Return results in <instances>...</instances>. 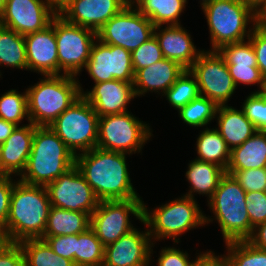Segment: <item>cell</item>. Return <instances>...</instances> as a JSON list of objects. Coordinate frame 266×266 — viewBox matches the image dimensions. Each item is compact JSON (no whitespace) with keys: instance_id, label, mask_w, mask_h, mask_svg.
<instances>
[{"instance_id":"cell-37","label":"cell","mask_w":266,"mask_h":266,"mask_svg":"<svg viewBox=\"0 0 266 266\" xmlns=\"http://www.w3.org/2000/svg\"><path fill=\"white\" fill-rule=\"evenodd\" d=\"M226 65H250L258 67L256 54L249 39L226 44L218 50Z\"/></svg>"},{"instance_id":"cell-1","label":"cell","mask_w":266,"mask_h":266,"mask_svg":"<svg viewBox=\"0 0 266 266\" xmlns=\"http://www.w3.org/2000/svg\"><path fill=\"white\" fill-rule=\"evenodd\" d=\"M127 155L96 147L75 156V166L99 201L142 199L131 182Z\"/></svg>"},{"instance_id":"cell-8","label":"cell","mask_w":266,"mask_h":266,"mask_svg":"<svg viewBox=\"0 0 266 266\" xmlns=\"http://www.w3.org/2000/svg\"><path fill=\"white\" fill-rule=\"evenodd\" d=\"M153 130L146 122L139 120L130 111L106 115L98 120L97 147L132 154L142 153L143 146L153 136Z\"/></svg>"},{"instance_id":"cell-44","label":"cell","mask_w":266,"mask_h":266,"mask_svg":"<svg viewBox=\"0 0 266 266\" xmlns=\"http://www.w3.org/2000/svg\"><path fill=\"white\" fill-rule=\"evenodd\" d=\"M245 200L251 226L266 222V192H246Z\"/></svg>"},{"instance_id":"cell-11","label":"cell","mask_w":266,"mask_h":266,"mask_svg":"<svg viewBox=\"0 0 266 266\" xmlns=\"http://www.w3.org/2000/svg\"><path fill=\"white\" fill-rule=\"evenodd\" d=\"M143 203V199L99 201L91 214L90 228L104 247L136 228L130 219L131 215L143 221Z\"/></svg>"},{"instance_id":"cell-6","label":"cell","mask_w":266,"mask_h":266,"mask_svg":"<svg viewBox=\"0 0 266 266\" xmlns=\"http://www.w3.org/2000/svg\"><path fill=\"white\" fill-rule=\"evenodd\" d=\"M201 9L209 26L210 50L245 41L258 24V13L240 0H214Z\"/></svg>"},{"instance_id":"cell-9","label":"cell","mask_w":266,"mask_h":266,"mask_svg":"<svg viewBox=\"0 0 266 266\" xmlns=\"http://www.w3.org/2000/svg\"><path fill=\"white\" fill-rule=\"evenodd\" d=\"M99 116L81 96L49 126L75 154L97 147Z\"/></svg>"},{"instance_id":"cell-33","label":"cell","mask_w":266,"mask_h":266,"mask_svg":"<svg viewBox=\"0 0 266 266\" xmlns=\"http://www.w3.org/2000/svg\"><path fill=\"white\" fill-rule=\"evenodd\" d=\"M218 106L207 97L199 96L178 110L179 118L190 127H208L215 119Z\"/></svg>"},{"instance_id":"cell-47","label":"cell","mask_w":266,"mask_h":266,"mask_svg":"<svg viewBox=\"0 0 266 266\" xmlns=\"http://www.w3.org/2000/svg\"><path fill=\"white\" fill-rule=\"evenodd\" d=\"M0 266H25V257L19 243L11 242L0 252Z\"/></svg>"},{"instance_id":"cell-49","label":"cell","mask_w":266,"mask_h":266,"mask_svg":"<svg viewBox=\"0 0 266 266\" xmlns=\"http://www.w3.org/2000/svg\"><path fill=\"white\" fill-rule=\"evenodd\" d=\"M17 125L0 118V145L3 144L16 129Z\"/></svg>"},{"instance_id":"cell-32","label":"cell","mask_w":266,"mask_h":266,"mask_svg":"<svg viewBox=\"0 0 266 266\" xmlns=\"http://www.w3.org/2000/svg\"><path fill=\"white\" fill-rule=\"evenodd\" d=\"M25 257V266H75L74 262L57 255L42 239L18 242Z\"/></svg>"},{"instance_id":"cell-3","label":"cell","mask_w":266,"mask_h":266,"mask_svg":"<svg viewBox=\"0 0 266 266\" xmlns=\"http://www.w3.org/2000/svg\"><path fill=\"white\" fill-rule=\"evenodd\" d=\"M75 165V154L49 126H35L32 149L19 180L46 186Z\"/></svg>"},{"instance_id":"cell-24","label":"cell","mask_w":266,"mask_h":266,"mask_svg":"<svg viewBox=\"0 0 266 266\" xmlns=\"http://www.w3.org/2000/svg\"><path fill=\"white\" fill-rule=\"evenodd\" d=\"M215 119L217 121L215 129L225 140L228 148L232 150L243 144L258 130L255 125L249 121L244 111L232 106H218Z\"/></svg>"},{"instance_id":"cell-42","label":"cell","mask_w":266,"mask_h":266,"mask_svg":"<svg viewBox=\"0 0 266 266\" xmlns=\"http://www.w3.org/2000/svg\"><path fill=\"white\" fill-rule=\"evenodd\" d=\"M230 75L236 87L238 84L256 85L259 90L254 92H264L265 83L260 69L258 67H250V65H227Z\"/></svg>"},{"instance_id":"cell-54","label":"cell","mask_w":266,"mask_h":266,"mask_svg":"<svg viewBox=\"0 0 266 266\" xmlns=\"http://www.w3.org/2000/svg\"><path fill=\"white\" fill-rule=\"evenodd\" d=\"M258 24L266 27V4L258 12Z\"/></svg>"},{"instance_id":"cell-46","label":"cell","mask_w":266,"mask_h":266,"mask_svg":"<svg viewBox=\"0 0 266 266\" xmlns=\"http://www.w3.org/2000/svg\"><path fill=\"white\" fill-rule=\"evenodd\" d=\"M11 175L0 177V226L4 227L9 214L10 197L15 184Z\"/></svg>"},{"instance_id":"cell-17","label":"cell","mask_w":266,"mask_h":266,"mask_svg":"<svg viewBox=\"0 0 266 266\" xmlns=\"http://www.w3.org/2000/svg\"><path fill=\"white\" fill-rule=\"evenodd\" d=\"M144 231L135 228L114 243L104 247L102 266H150L154 243L148 227ZM152 254V255H151Z\"/></svg>"},{"instance_id":"cell-14","label":"cell","mask_w":266,"mask_h":266,"mask_svg":"<svg viewBox=\"0 0 266 266\" xmlns=\"http://www.w3.org/2000/svg\"><path fill=\"white\" fill-rule=\"evenodd\" d=\"M45 187L51 205L57 208L91 216L99 204L93 189L75 165Z\"/></svg>"},{"instance_id":"cell-25","label":"cell","mask_w":266,"mask_h":266,"mask_svg":"<svg viewBox=\"0 0 266 266\" xmlns=\"http://www.w3.org/2000/svg\"><path fill=\"white\" fill-rule=\"evenodd\" d=\"M225 174L226 170L219 165L194 159L188 163L185 177L190 186L188 192L183 195L193 199H195L194 195H205L208 202Z\"/></svg>"},{"instance_id":"cell-43","label":"cell","mask_w":266,"mask_h":266,"mask_svg":"<svg viewBox=\"0 0 266 266\" xmlns=\"http://www.w3.org/2000/svg\"><path fill=\"white\" fill-rule=\"evenodd\" d=\"M40 239L44 240L54 253L73 261L76 266V241H78V234L41 237Z\"/></svg>"},{"instance_id":"cell-29","label":"cell","mask_w":266,"mask_h":266,"mask_svg":"<svg viewBox=\"0 0 266 266\" xmlns=\"http://www.w3.org/2000/svg\"><path fill=\"white\" fill-rule=\"evenodd\" d=\"M187 3L186 0H140L135 7L155 26L181 25L180 15Z\"/></svg>"},{"instance_id":"cell-31","label":"cell","mask_w":266,"mask_h":266,"mask_svg":"<svg viewBox=\"0 0 266 266\" xmlns=\"http://www.w3.org/2000/svg\"><path fill=\"white\" fill-rule=\"evenodd\" d=\"M225 255H216L226 266H266V250L248 240L225 243Z\"/></svg>"},{"instance_id":"cell-26","label":"cell","mask_w":266,"mask_h":266,"mask_svg":"<svg viewBox=\"0 0 266 266\" xmlns=\"http://www.w3.org/2000/svg\"><path fill=\"white\" fill-rule=\"evenodd\" d=\"M266 168V132L257 131L230 152L226 171Z\"/></svg>"},{"instance_id":"cell-5","label":"cell","mask_w":266,"mask_h":266,"mask_svg":"<svg viewBox=\"0 0 266 266\" xmlns=\"http://www.w3.org/2000/svg\"><path fill=\"white\" fill-rule=\"evenodd\" d=\"M27 91L28 116L35 126H50L82 95L78 77L43 75Z\"/></svg>"},{"instance_id":"cell-20","label":"cell","mask_w":266,"mask_h":266,"mask_svg":"<svg viewBox=\"0 0 266 266\" xmlns=\"http://www.w3.org/2000/svg\"><path fill=\"white\" fill-rule=\"evenodd\" d=\"M126 6L124 0H73L59 15L72 24L97 33Z\"/></svg>"},{"instance_id":"cell-38","label":"cell","mask_w":266,"mask_h":266,"mask_svg":"<svg viewBox=\"0 0 266 266\" xmlns=\"http://www.w3.org/2000/svg\"><path fill=\"white\" fill-rule=\"evenodd\" d=\"M213 251L197 253L196 259L190 261V255L176 247H164L159 251L157 266H202Z\"/></svg>"},{"instance_id":"cell-28","label":"cell","mask_w":266,"mask_h":266,"mask_svg":"<svg viewBox=\"0 0 266 266\" xmlns=\"http://www.w3.org/2000/svg\"><path fill=\"white\" fill-rule=\"evenodd\" d=\"M196 140L198 156L195 159L227 169L231 150L215 128H203Z\"/></svg>"},{"instance_id":"cell-34","label":"cell","mask_w":266,"mask_h":266,"mask_svg":"<svg viewBox=\"0 0 266 266\" xmlns=\"http://www.w3.org/2000/svg\"><path fill=\"white\" fill-rule=\"evenodd\" d=\"M104 246L89 227L78 234L76 241V266H102Z\"/></svg>"},{"instance_id":"cell-27","label":"cell","mask_w":266,"mask_h":266,"mask_svg":"<svg viewBox=\"0 0 266 266\" xmlns=\"http://www.w3.org/2000/svg\"><path fill=\"white\" fill-rule=\"evenodd\" d=\"M90 215L51 206L42 237L79 234L90 227Z\"/></svg>"},{"instance_id":"cell-55","label":"cell","mask_w":266,"mask_h":266,"mask_svg":"<svg viewBox=\"0 0 266 266\" xmlns=\"http://www.w3.org/2000/svg\"><path fill=\"white\" fill-rule=\"evenodd\" d=\"M126 5L135 6L140 0H124Z\"/></svg>"},{"instance_id":"cell-52","label":"cell","mask_w":266,"mask_h":266,"mask_svg":"<svg viewBox=\"0 0 266 266\" xmlns=\"http://www.w3.org/2000/svg\"><path fill=\"white\" fill-rule=\"evenodd\" d=\"M240 1L252 7L257 13L266 4V0H240Z\"/></svg>"},{"instance_id":"cell-23","label":"cell","mask_w":266,"mask_h":266,"mask_svg":"<svg viewBox=\"0 0 266 266\" xmlns=\"http://www.w3.org/2000/svg\"><path fill=\"white\" fill-rule=\"evenodd\" d=\"M0 145V165L7 175L20 176L25 170L32 149L35 125L21 124Z\"/></svg>"},{"instance_id":"cell-58","label":"cell","mask_w":266,"mask_h":266,"mask_svg":"<svg viewBox=\"0 0 266 266\" xmlns=\"http://www.w3.org/2000/svg\"><path fill=\"white\" fill-rule=\"evenodd\" d=\"M5 175H7V174L3 171V169H2V167L0 165V177H3Z\"/></svg>"},{"instance_id":"cell-30","label":"cell","mask_w":266,"mask_h":266,"mask_svg":"<svg viewBox=\"0 0 266 266\" xmlns=\"http://www.w3.org/2000/svg\"><path fill=\"white\" fill-rule=\"evenodd\" d=\"M0 66L27 71L24 36L0 25Z\"/></svg>"},{"instance_id":"cell-50","label":"cell","mask_w":266,"mask_h":266,"mask_svg":"<svg viewBox=\"0 0 266 266\" xmlns=\"http://www.w3.org/2000/svg\"><path fill=\"white\" fill-rule=\"evenodd\" d=\"M73 0H47L50 8L60 14Z\"/></svg>"},{"instance_id":"cell-39","label":"cell","mask_w":266,"mask_h":266,"mask_svg":"<svg viewBox=\"0 0 266 266\" xmlns=\"http://www.w3.org/2000/svg\"><path fill=\"white\" fill-rule=\"evenodd\" d=\"M240 108L258 131L266 132V94L264 92L250 93Z\"/></svg>"},{"instance_id":"cell-16","label":"cell","mask_w":266,"mask_h":266,"mask_svg":"<svg viewBox=\"0 0 266 266\" xmlns=\"http://www.w3.org/2000/svg\"><path fill=\"white\" fill-rule=\"evenodd\" d=\"M55 15L47 0H7L0 25L26 36L44 29Z\"/></svg>"},{"instance_id":"cell-36","label":"cell","mask_w":266,"mask_h":266,"mask_svg":"<svg viewBox=\"0 0 266 266\" xmlns=\"http://www.w3.org/2000/svg\"><path fill=\"white\" fill-rule=\"evenodd\" d=\"M0 118L21 126L23 119L28 122L27 91L19 93L16 89L8 90L0 97Z\"/></svg>"},{"instance_id":"cell-40","label":"cell","mask_w":266,"mask_h":266,"mask_svg":"<svg viewBox=\"0 0 266 266\" xmlns=\"http://www.w3.org/2000/svg\"><path fill=\"white\" fill-rule=\"evenodd\" d=\"M132 65L134 73L141 68L153 65L164 57L160 49L158 40L152 36L148 41L144 42L136 50L131 52Z\"/></svg>"},{"instance_id":"cell-10","label":"cell","mask_w":266,"mask_h":266,"mask_svg":"<svg viewBox=\"0 0 266 266\" xmlns=\"http://www.w3.org/2000/svg\"><path fill=\"white\" fill-rule=\"evenodd\" d=\"M55 38L58 47V75L80 76L90 58L97 33L72 24L56 14Z\"/></svg>"},{"instance_id":"cell-21","label":"cell","mask_w":266,"mask_h":266,"mask_svg":"<svg viewBox=\"0 0 266 266\" xmlns=\"http://www.w3.org/2000/svg\"><path fill=\"white\" fill-rule=\"evenodd\" d=\"M183 25L155 26L154 36L158 40L162 55L189 70L203 50L197 49L189 31ZM161 29V30H160Z\"/></svg>"},{"instance_id":"cell-48","label":"cell","mask_w":266,"mask_h":266,"mask_svg":"<svg viewBox=\"0 0 266 266\" xmlns=\"http://www.w3.org/2000/svg\"><path fill=\"white\" fill-rule=\"evenodd\" d=\"M255 247L266 250V222L258 224L248 239Z\"/></svg>"},{"instance_id":"cell-7","label":"cell","mask_w":266,"mask_h":266,"mask_svg":"<svg viewBox=\"0 0 266 266\" xmlns=\"http://www.w3.org/2000/svg\"><path fill=\"white\" fill-rule=\"evenodd\" d=\"M143 221L148 227L154 244L165 238L172 239L173 244H178L180 235L199 226H205V214L196 199L181 195L151 211L143 203Z\"/></svg>"},{"instance_id":"cell-4","label":"cell","mask_w":266,"mask_h":266,"mask_svg":"<svg viewBox=\"0 0 266 266\" xmlns=\"http://www.w3.org/2000/svg\"><path fill=\"white\" fill-rule=\"evenodd\" d=\"M245 196V190L232 175L226 173L207 203L214 217L205 214V224L216 220L225 243L248 240L253 233Z\"/></svg>"},{"instance_id":"cell-51","label":"cell","mask_w":266,"mask_h":266,"mask_svg":"<svg viewBox=\"0 0 266 266\" xmlns=\"http://www.w3.org/2000/svg\"><path fill=\"white\" fill-rule=\"evenodd\" d=\"M202 266H226L213 251L209 257L204 261Z\"/></svg>"},{"instance_id":"cell-2","label":"cell","mask_w":266,"mask_h":266,"mask_svg":"<svg viewBox=\"0 0 266 266\" xmlns=\"http://www.w3.org/2000/svg\"><path fill=\"white\" fill-rule=\"evenodd\" d=\"M51 206L45 186L27 184L17 178L10 197L9 214L3 227L10 242L41 238Z\"/></svg>"},{"instance_id":"cell-12","label":"cell","mask_w":266,"mask_h":266,"mask_svg":"<svg viewBox=\"0 0 266 266\" xmlns=\"http://www.w3.org/2000/svg\"><path fill=\"white\" fill-rule=\"evenodd\" d=\"M155 25L135 6H126L98 31L97 39L130 52L154 36Z\"/></svg>"},{"instance_id":"cell-45","label":"cell","mask_w":266,"mask_h":266,"mask_svg":"<svg viewBox=\"0 0 266 266\" xmlns=\"http://www.w3.org/2000/svg\"><path fill=\"white\" fill-rule=\"evenodd\" d=\"M248 39L255 51L258 68L266 81V27L257 24Z\"/></svg>"},{"instance_id":"cell-41","label":"cell","mask_w":266,"mask_h":266,"mask_svg":"<svg viewBox=\"0 0 266 266\" xmlns=\"http://www.w3.org/2000/svg\"><path fill=\"white\" fill-rule=\"evenodd\" d=\"M240 184L245 192H266V168L226 171Z\"/></svg>"},{"instance_id":"cell-15","label":"cell","mask_w":266,"mask_h":266,"mask_svg":"<svg viewBox=\"0 0 266 266\" xmlns=\"http://www.w3.org/2000/svg\"><path fill=\"white\" fill-rule=\"evenodd\" d=\"M86 72L94 84L111 80L133 83L134 71L131 52L116 45H108L98 39L91 48Z\"/></svg>"},{"instance_id":"cell-18","label":"cell","mask_w":266,"mask_h":266,"mask_svg":"<svg viewBox=\"0 0 266 266\" xmlns=\"http://www.w3.org/2000/svg\"><path fill=\"white\" fill-rule=\"evenodd\" d=\"M79 85L81 95L92 105L99 117L129 112L127 106L136 98L133 84L121 80L96 83L90 91H84L80 80Z\"/></svg>"},{"instance_id":"cell-13","label":"cell","mask_w":266,"mask_h":266,"mask_svg":"<svg viewBox=\"0 0 266 266\" xmlns=\"http://www.w3.org/2000/svg\"><path fill=\"white\" fill-rule=\"evenodd\" d=\"M189 70L196 77L201 96L217 106L227 105L237 87L217 50L203 49Z\"/></svg>"},{"instance_id":"cell-19","label":"cell","mask_w":266,"mask_h":266,"mask_svg":"<svg viewBox=\"0 0 266 266\" xmlns=\"http://www.w3.org/2000/svg\"><path fill=\"white\" fill-rule=\"evenodd\" d=\"M27 71L40 75H58V47L55 38V16L40 31L24 36Z\"/></svg>"},{"instance_id":"cell-22","label":"cell","mask_w":266,"mask_h":266,"mask_svg":"<svg viewBox=\"0 0 266 266\" xmlns=\"http://www.w3.org/2000/svg\"><path fill=\"white\" fill-rule=\"evenodd\" d=\"M179 63L163 58L153 65L141 68L134 73V92L136 97L148 92L164 94L185 72Z\"/></svg>"},{"instance_id":"cell-35","label":"cell","mask_w":266,"mask_h":266,"mask_svg":"<svg viewBox=\"0 0 266 266\" xmlns=\"http://www.w3.org/2000/svg\"><path fill=\"white\" fill-rule=\"evenodd\" d=\"M162 96L178 111L181 107L186 106L189 102L200 96L196 77L190 70H185Z\"/></svg>"},{"instance_id":"cell-53","label":"cell","mask_w":266,"mask_h":266,"mask_svg":"<svg viewBox=\"0 0 266 266\" xmlns=\"http://www.w3.org/2000/svg\"><path fill=\"white\" fill-rule=\"evenodd\" d=\"M10 240L8 238L6 230L0 226V252L5 249L9 244Z\"/></svg>"},{"instance_id":"cell-56","label":"cell","mask_w":266,"mask_h":266,"mask_svg":"<svg viewBox=\"0 0 266 266\" xmlns=\"http://www.w3.org/2000/svg\"><path fill=\"white\" fill-rule=\"evenodd\" d=\"M7 0H0V15H1V13L3 12V9H4V5H5V2H6Z\"/></svg>"},{"instance_id":"cell-57","label":"cell","mask_w":266,"mask_h":266,"mask_svg":"<svg viewBox=\"0 0 266 266\" xmlns=\"http://www.w3.org/2000/svg\"><path fill=\"white\" fill-rule=\"evenodd\" d=\"M188 1V0H186ZM214 1V0H200V6L203 7L204 5H206L207 3Z\"/></svg>"}]
</instances>
